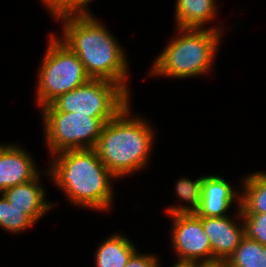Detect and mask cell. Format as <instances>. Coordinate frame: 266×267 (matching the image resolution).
<instances>
[{"label": "cell", "mask_w": 266, "mask_h": 267, "mask_svg": "<svg viewBox=\"0 0 266 267\" xmlns=\"http://www.w3.org/2000/svg\"><path fill=\"white\" fill-rule=\"evenodd\" d=\"M130 93L120 84L90 79L86 84L58 96L41 111L79 112L91 117H116L129 103Z\"/></svg>", "instance_id": "obj_6"}, {"label": "cell", "mask_w": 266, "mask_h": 267, "mask_svg": "<svg viewBox=\"0 0 266 267\" xmlns=\"http://www.w3.org/2000/svg\"><path fill=\"white\" fill-rule=\"evenodd\" d=\"M157 267H160V264L158 262ZM172 267H199V263H194V262H179L177 261L176 264Z\"/></svg>", "instance_id": "obj_22"}, {"label": "cell", "mask_w": 266, "mask_h": 267, "mask_svg": "<svg viewBox=\"0 0 266 267\" xmlns=\"http://www.w3.org/2000/svg\"><path fill=\"white\" fill-rule=\"evenodd\" d=\"M176 28L175 36L156 57L150 75L191 78L206 75L213 68L224 28Z\"/></svg>", "instance_id": "obj_4"}, {"label": "cell", "mask_w": 266, "mask_h": 267, "mask_svg": "<svg viewBox=\"0 0 266 267\" xmlns=\"http://www.w3.org/2000/svg\"><path fill=\"white\" fill-rule=\"evenodd\" d=\"M53 156L47 175L70 203L109 212L115 196L112 181L117 178L102 163L97 151L94 148L65 150Z\"/></svg>", "instance_id": "obj_2"}, {"label": "cell", "mask_w": 266, "mask_h": 267, "mask_svg": "<svg viewBox=\"0 0 266 267\" xmlns=\"http://www.w3.org/2000/svg\"><path fill=\"white\" fill-rule=\"evenodd\" d=\"M48 41L37 76L36 102L41 108L91 79L77 55L58 36L51 33Z\"/></svg>", "instance_id": "obj_5"}, {"label": "cell", "mask_w": 266, "mask_h": 267, "mask_svg": "<svg viewBox=\"0 0 266 267\" xmlns=\"http://www.w3.org/2000/svg\"><path fill=\"white\" fill-rule=\"evenodd\" d=\"M39 176L40 174L27 183L9 187L2 192L12 207L27 215L34 223L56 204L47 201L45 188L39 183Z\"/></svg>", "instance_id": "obj_11"}, {"label": "cell", "mask_w": 266, "mask_h": 267, "mask_svg": "<svg viewBox=\"0 0 266 267\" xmlns=\"http://www.w3.org/2000/svg\"><path fill=\"white\" fill-rule=\"evenodd\" d=\"M25 149L0 144V194L7 188L27 183L41 172Z\"/></svg>", "instance_id": "obj_10"}, {"label": "cell", "mask_w": 266, "mask_h": 267, "mask_svg": "<svg viewBox=\"0 0 266 267\" xmlns=\"http://www.w3.org/2000/svg\"><path fill=\"white\" fill-rule=\"evenodd\" d=\"M224 264L227 267H266V246L244 236Z\"/></svg>", "instance_id": "obj_16"}, {"label": "cell", "mask_w": 266, "mask_h": 267, "mask_svg": "<svg viewBox=\"0 0 266 267\" xmlns=\"http://www.w3.org/2000/svg\"><path fill=\"white\" fill-rule=\"evenodd\" d=\"M137 248L123 234H113L106 238L95 252L96 267H124Z\"/></svg>", "instance_id": "obj_14"}, {"label": "cell", "mask_w": 266, "mask_h": 267, "mask_svg": "<svg viewBox=\"0 0 266 267\" xmlns=\"http://www.w3.org/2000/svg\"><path fill=\"white\" fill-rule=\"evenodd\" d=\"M53 19L63 14L91 13L87 8L93 0H41Z\"/></svg>", "instance_id": "obj_20"}, {"label": "cell", "mask_w": 266, "mask_h": 267, "mask_svg": "<svg viewBox=\"0 0 266 267\" xmlns=\"http://www.w3.org/2000/svg\"><path fill=\"white\" fill-rule=\"evenodd\" d=\"M200 220L204 232L209 238L213 257L218 262L224 263L245 236L244 224L237 223L228 215L225 217H200Z\"/></svg>", "instance_id": "obj_9"}, {"label": "cell", "mask_w": 266, "mask_h": 267, "mask_svg": "<svg viewBox=\"0 0 266 267\" xmlns=\"http://www.w3.org/2000/svg\"><path fill=\"white\" fill-rule=\"evenodd\" d=\"M199 267H227L224 263H215V264H199Z\"/></svg>", "instance_id": "obj_23"}, {"label": "cell", "mask_w": 266, "mask_h": 267, "mask_svg": "<svg viewBox=\"0 0 266 267\" xmlns=\"http://www.w3.org/2000/svg\"><path fill=\"white\" fill-rule=\"evenodd\" d=\"M35 223L15 207H12L8 200L1 193L0 195V227L10 233H22L23 230Z\"/></svg>", "instance_id": "obj_18"}, {"label": "cell", "mask_w": 266, "mask_h": 267, "mask_svg": "<svg viewBox=\"0 0 266 267\" xmlns=\"http://www.w3.org/2000/svg\"><path fill=\"white\" fill-rule=\"evenodd\" d=\"M130 109L129 103L104 124L94 148L117 179L145 169L153 150L155 133L152 127L144 118L130 115Z\"/></svg>", "instance_id": "obj_3"}, {"label": "cell", "mask_w": 266, "mask_h": 267, "mask_svg": "<svg viewBox=\"0 0 266 267\" xmlns=\"http://www.w3.org/2000/svg\"><path fill=\"white\" fill-rule=\"evenodd\" d=\"M55 19L63 24L58 38L77 55L91 79L118 83L130 93L126 52L92 13L63 14Z\"/></svg>", "instance_id": "obj_1"}, {"label": "cell", "mask_w": 266, "mask_h": 267, "mask_svg": "<svg viewBox=\"0 0 266 267\" xmlns=\"http://www.w3.org/2000/svg\"><path fill=\"white\" fill-rule=\"evenodd\" d=\"M233 186L217 175L204 176L201 204L196 212L199 217H225L234 201L240 206L241 195Z\"/></svg>", "instance_id": "obj_12"}, {"label": "cell", "mask_w": 266, "mask_h": 267, "mask_svg": "<svg viewBox=\"0 0 266 267\" xmlns=\"http://www.w3.org/2000/svg\"><path fill=\"white\" fill-rule=\"evenodd\" d=\"M159 259L153 254H141L136 251L124 267H157Z\"/></svg>", "instance_id": "obj_21"}, {"label": "cell", "mask_w": 266, "mask_h": 267, "mask_svg": "<svg viewBox=\"0 0 266 267\" xmlns=\"http://www.w3.org/2000/svg\"><path fill=\"white\" fill-rule=\"evenodd\" d=\"M236 211L234 218L243 221L245 236L266 246V213L241 214L240 206Z\"/></svg>", "instance_id": "obj_19"}, {"label": "cell", "mask_w": 266, "mask_h": 267, "mask_svg": "<svg viewBox=\"0 0 266 267\" xmlns=\"http://www.w3.org/2000/svg\"><path fill=\"white\" fill-rule=\"evenodd\" d=\"M172 247L177 261L199 264L219 263L212 255L210 241L196 213L172 214Z\"/></svg>", "instance_id": "obj_8"}, {"label": "cell", "mask_w": 266, "mask_h": 267, "mask_svg": "<svg viewBox=\"0 0 266 267\" xmlns=\"http://www.w3.org/2000/svg\"><path fill=\"white\" fill-rule=\"evenodd\" d=\"M240 197L241 214L266 213V171L244 177Z\"/></svg>", "instance_id": "obj_15"}, {"label": "cell", "mask_w": 266, "mask_h": 267, "mask_svg": "<svg viewBox=\"0 0 266 267\" xmlns=\"http://www.w3.org/2000/svg\"><path fill=\"white\" fill-rule=\"evenodd\" d=\"M175 3L176 28L205 29V24L217 12L216 0H176Z\"/></svg>", "instance_id": "obj_13"}, {"label": "cell", "mask_w": 266, "mask_h": 267, "mask_svg": "<svg viewBox=\"0 0 266 267\" xmlns=\"http://www.w3.org/2000/svg\"><path fill=\"white\" fill-rule=\"evenodd\" d=\"M203 177L191 180L189 178L180 177L176 182V194L178 198L182 201H186V206L175 205L173 207L167 208L166 213L172 214H183V213H196L201 204V193H202V180Z\"/></svg>", "instance_id": "obj_17"}, {"label": "cell", "mask_w": 266, "mask_h": 267, "mask_svg": "<svg viewBox=\"0 0 266 267\" xmlns=\"http://www.w3.org/2000/svg\"><path fill=\"white\" fill-rule=\"evenodd\" d=\"M47 149L52 156L65 150L96 147L104 124L115 117H91L79 112L41 111Z\"/></svg>", "instance_id": "obj_7"}]
</instances>
